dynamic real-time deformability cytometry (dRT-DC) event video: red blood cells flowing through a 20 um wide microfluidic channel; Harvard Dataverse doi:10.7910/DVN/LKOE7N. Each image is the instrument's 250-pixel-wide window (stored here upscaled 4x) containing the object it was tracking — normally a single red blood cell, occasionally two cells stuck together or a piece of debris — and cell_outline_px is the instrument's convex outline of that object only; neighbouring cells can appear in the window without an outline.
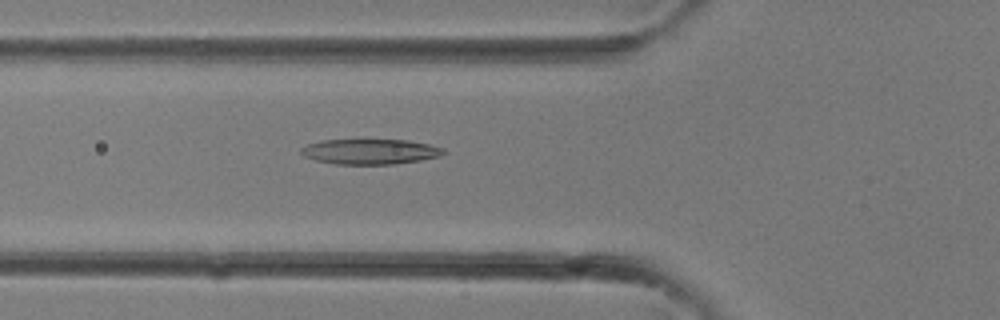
{"species": "common noctule bat (a hibernating species)", "species_latin": "Nyctalus noctula", "temperature_condition": "room temperature", "stored_images_in_passage": 24, "camera_frame_rate_fps": 3000, "um_per_image_px": 0.085, "animal": {"sex": "female"}, "frame": {"image": 1, "passage_image": 3, "time_ms": 0.667, "image_size_px": [1000, 320], "cell_outline_px": [[444, 152], [440, 156], [420, 160], [396, 164], [332, 164], [316, 160], [304, 156], [300, 152], [300, 148], [308, 144], [320, 140], [408, 140], [428, 144], [444, 148]], "centroid_in_image_um": [31.43, 12.89], "position_along_channel_um": 94.4, "area_um2": 20.92}}
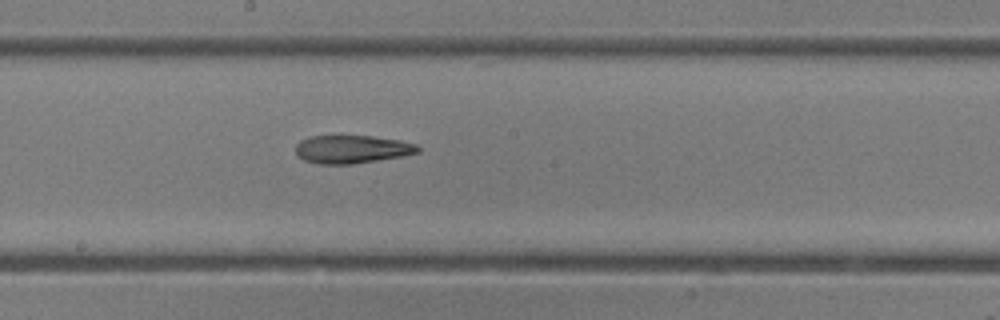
{"frame": {"image": 2, "passage_image": 9, "time_ms": 2.667, "image_size_px": [1000, 320], "cell_outline_px": [[420, 152], [400, 156], [352, 164], [316, 164], [304, 160], [296, 156], [296, 144], [300, 140], [308, 136], [372, 136], [400, 140], [416, 144], [420, 148]], "centroid_in_image_um": [29.87, 12.68], "position_along_channel_um": 218.3, "area_um2": 20.06}}
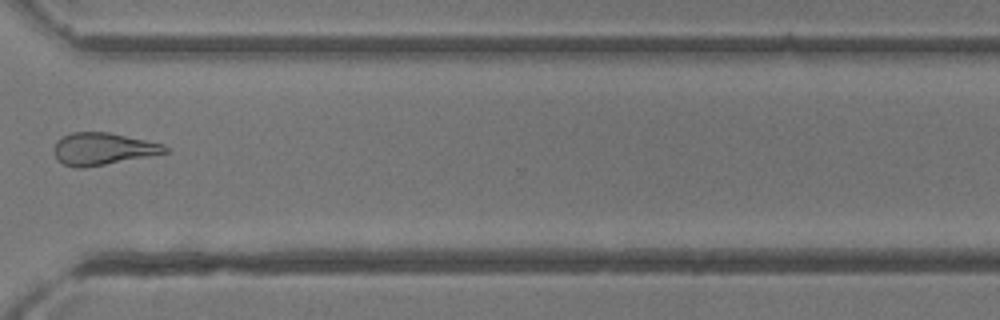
{"frame": {"image": 3, "passage_image": 16, "time_ms": 5.0, "image_size_px": [1000, 320], "cell_outline_px": [[168, 152], [148, 156], [84, 168], [76, 168], [64, 164], [56, 160], [52, 152], [56, 140], [72, 132], [108, 132], [164, 144], [168, 148]], "centroid_in_image_um": [8.68, 12.65], "position_along_channel_um": 361.9, "area_um2": 20.81}}